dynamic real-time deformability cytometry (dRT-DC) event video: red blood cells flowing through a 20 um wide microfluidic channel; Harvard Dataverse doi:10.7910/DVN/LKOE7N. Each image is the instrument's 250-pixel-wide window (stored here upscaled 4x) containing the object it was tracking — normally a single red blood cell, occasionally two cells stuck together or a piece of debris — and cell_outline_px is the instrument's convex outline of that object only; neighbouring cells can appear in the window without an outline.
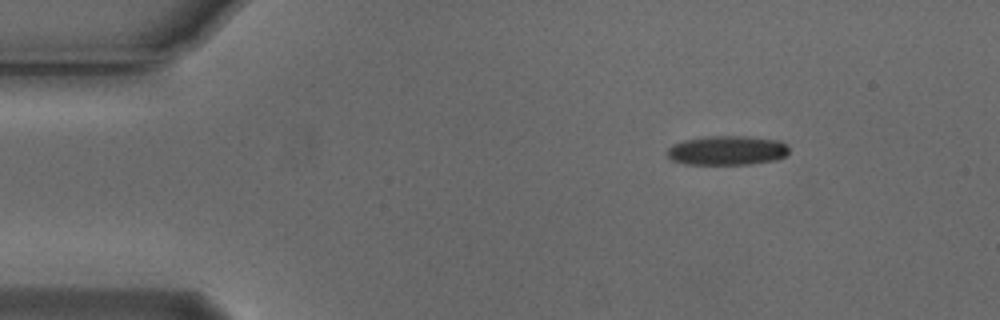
{"species": "Egyptian fruit bat (a non-hibernating species)", "species_latin": "Rousettus aegyptiacus", "temperature_condition": "cold", "stored_images_in_passage": 47, "camera_frame_rate_fps": 3000, "um_per_image_px": 0.085, "animal": {"sex": "male"}, "frame": {"image": 1, "passage_image": 1, "time_ms": 0.0, "image_size_px": [1000, 320], "cell_outline_px": [[788, 152], [784, 156], [776, 160], [752, 164], [684, 164], [672, 160], [668, 156], [668, 148], [672, 144], [684, 140], [708, 136], [748, 136], [780, 140], [788, 144]], "centroid_in_image_um": [61.83, 12.78], "position_along_channel_um": 23.2, "area_um2": 20.98}}
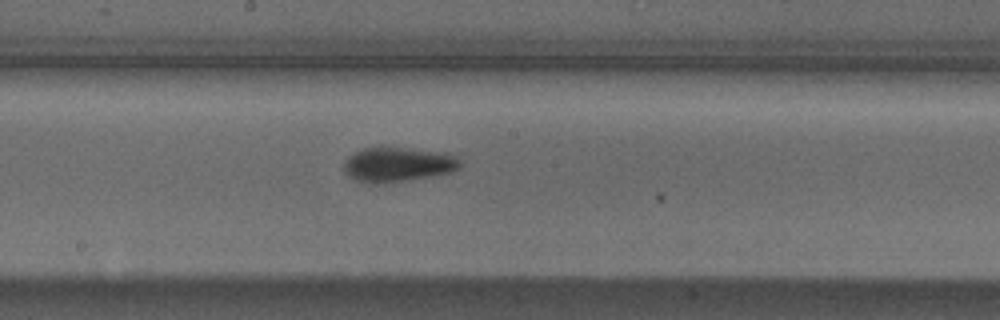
{"frame": {"image": 2, "passage_image": 22, "time_ms": 7.0, "image_size_px": [1000, 320], "cell_outline_px": [[460, 168], [452, 172], [404, 180], [376, 184], [356, 180], [348, 176], [344, 172], [344, 160], [348, 156], [364, 148], [380, 144], [384, 144], [444, 152], [456, 156], [460, 160]], "centroid_in_image_um": [33.79, 13.92], "position_along_channel_um": 214.4, "area_um2": 24.04}}
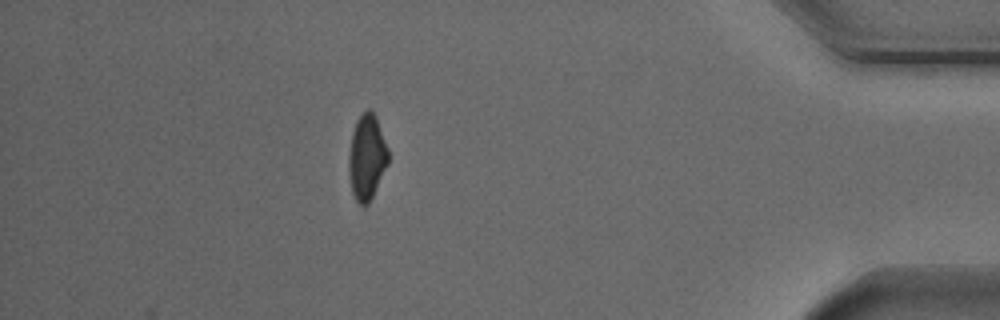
{"frame": {"image": 3, "passage_image": 41, "time_ms": 13.333, "image_size_px": [1000, 320], "cell_outline_px": [[388, 164], [368, 204], [360, 204], [356, 200], [352, 192], [348, 168], [348, 156], [352, 132], [356, 120], [368, 108], [376, 116], [388, 148]], "centroid_in_image_um": [31.17, 13.34], "position_along_channel_um": 404.0, "area_um2": 19.48}, "authors_computed_cell_mechanics": {"area_um2": 21.4438, "velocity_mm_per_s": 3.7697, "shape_relaxation_time_tau1_ms": 2.9077, "shape_relaxation_time_tau2_ms": null, "deformation_change_tau1": 0.1135, "deformation_change_tau2": null}}